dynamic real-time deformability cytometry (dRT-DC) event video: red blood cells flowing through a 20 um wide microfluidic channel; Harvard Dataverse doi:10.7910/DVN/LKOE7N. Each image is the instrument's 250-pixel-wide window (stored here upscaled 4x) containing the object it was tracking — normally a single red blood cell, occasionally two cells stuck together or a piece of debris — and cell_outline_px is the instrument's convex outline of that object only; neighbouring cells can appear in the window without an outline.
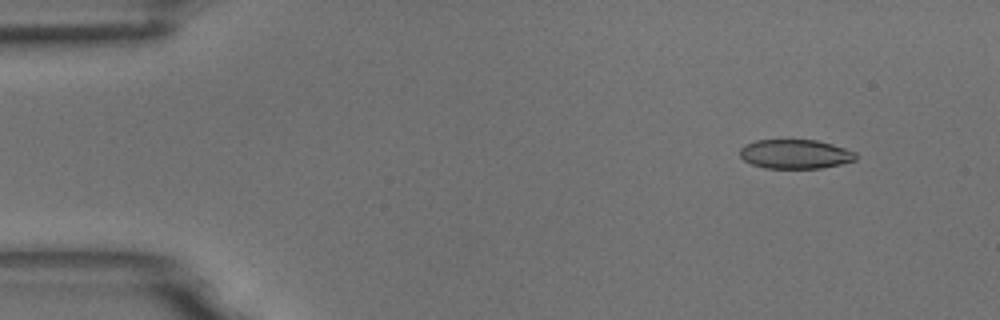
{"species": "common noctule bat (a hibernating species)", "species_latin": "Nyctalus noctula", "temperature_condition": "room temperature", "stored_images_in_passage": 6, "camera_frame_rate_fps": 3000, "um_per_image_px": 0.085, "animal": {"sex": "male", "body_mass_g": 18.8}, "frame": {"image": 1, "passage_image": 2, "time_ms": 0.333, "image_size_px": [1000, 320], "cell_outline_px": [[856, 160], [840, 164], [820, 168], [764, 168], [752, 164], [744, 160], [740, 156], [740, 148], [744, 144], [756, 140], [816, 140], [832, 144], [856, 152]], "centroid_in_image_um": [67.57, 13.09], "position_along_channel_um": 17.4, "area_um2": 19.71}}
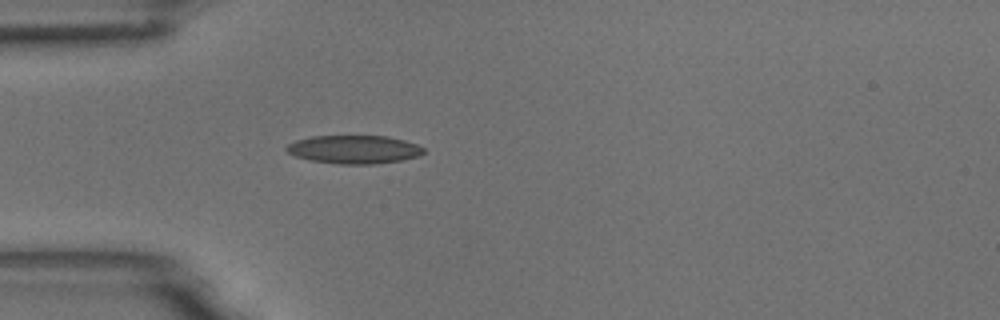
{"frame": {"image": 2, "passage_image": 5, "time_ms": 1.333, "image_size_px": [1000, 320], "cell_outline_px": [[424, 152], [420, 156], [400, 160], [376, 164], [340, 164], [312, 160], [296, 156], [288, 152], [284, 148], [288, 144], [296, 140], [312, 136], [388, 136], [404, 140], [416, 144], [424, 148]], "centroid_in_image_um": [30.11, 12.7], "position_along_channel_um": 54.9, "area_um2": 22.54}}